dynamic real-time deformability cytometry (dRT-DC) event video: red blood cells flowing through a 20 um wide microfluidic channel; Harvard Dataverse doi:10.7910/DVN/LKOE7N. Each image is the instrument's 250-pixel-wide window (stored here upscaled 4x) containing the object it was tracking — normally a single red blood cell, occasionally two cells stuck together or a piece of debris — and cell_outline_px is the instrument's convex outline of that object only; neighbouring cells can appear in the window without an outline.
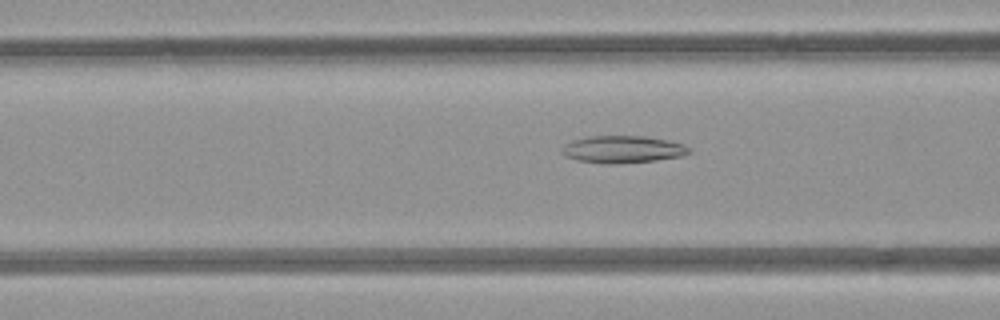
{"species": "common noctule bat (a hibernating species)", "species_latin": "Nyctalus noctula", "temperature_condition": "room temperature", "stored_images_in_passage": 6, "camera_frame_rate_fps": 3000, "um_per_image_px": 0.085, "animal": {"sex": "female", "body_mass_g": 21.9}, "frame": {"image": 1, "passage_image": 6, "time_ms": 6.0, "image_size_px": [1000, 320], "cell_outline_px": [[692, 152], [684, 156], [656, 160], [612, 164], [604, 164], [576, 160], [564, 156], [560, 152], [560, 148], [564, 144], [572, 140], [588, 136], [644, 136], [668, 140], [684, 144]], "centroid_in_image_um": [52.89, 12.7], "position_along_channel_um": 113.7, "area_um2": 20.46}}